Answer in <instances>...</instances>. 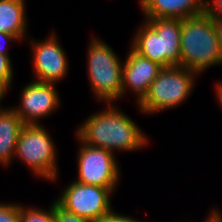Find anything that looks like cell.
Returning a JSON list of instances; mask_svg holds the SVG:
<instances>
[{
    "mask_svg": "<svg viewBox=\"0 0 222 222\" xmlns=\"http://www.w3.org/2000/svg\"><path fill=\"white\" fill-rule=\"evenodd\" d=\"M106 104L107 107L91 113L79 124L75 130L76 137L86 145L103 148L113 154L115 151L135 152L147 147L150 139L143 129L116 104Z\"/></svg>",
    "mask_w": 222,
    "mask_h": 222,
    "instance_id": "1",
    "label": "cell"
},
{
    "mask_svg": "<svg viewBox=\"0 0 222 222\" xmlns=\"http://www.w3.org/2000/svg\"><path fill=\"white\" fill-rule=\"evenodd\" d=\"M222 66L219 39L214 18L203 13L182 20L180 66L199 75L210 67Z\"/></svg>",
    "mask_w": 222,
    "mask_h": 222,
    "instance_id": "2",
    "label": "cell"
},
{
    "mask_svg": "<svg viewBox=\"0 0 222 222\" xmlns=\"http://www.w3.org/2000/svg\"><path fill=\"white\" fill-rule=\"evenodd\" d=\"M87 45L88 82L95 99L114 103L122 99L124 61L105 41L92 36Z\"/></svg>",
    "mask_w": 222,
    "mask_h": 222,
    "instance_id": "3",
    "label": "cell"
},
{
    "mask_svg": "<svg viewBox=\"0 0 222 222\" xmlns=\"http://www.w3.org/2000/svg\"><path fill=\"white\" fill-rule=\"evenodd\" d=\"M198 76L185 67H163L137 104L139 112L152 115L181 106L193 93Z\"/></svg>",
    "mask_w": 222,
    "mask_h": 222,
    "instance_id": "4",
    "label": "cell"
},
{
    "mask_svg": "<svg viewBox=\"0 0 222 222\" xmlns=\"http://www.w3.org/2000/svg\"><path fill=\"white\" fill-rule=\"evenodd\" d=\"M55 142L42 124H24L16 144L14 159L20 160L33 176L55 182L58 180V154Z\"/></svg>",
    "mask_w": 222,
    "mask_h": 222,
    "instance_id": "5",
    "label": "cell"
},
{
    "mask_svg": "<svg viewBox=\"0 0 222 222\" xmlns=\"http://www.w3.org/2000/svg\"><path fill=\"white\" fill-rule=\"evenodd\" d=\"M116 189L86 185L73 180L55 200L67 211L91 222H99L114 211L110 199Z\"/></svg>",
    "mask_w": 222,
    "mask_h": 222,
    "instance_id": "6",
    "label": "cell"
},
{
    "mask_svg": "<svg viewBox=\"0 0 222 222\" xmlns=\"http://www.w3.org/2000/svg\"><path fill=\"white\" fill-rule=\"evenodd\" d=\"M77 179L75 181L103 188H117L120 182L118 158L111 151L84 144L78 137Z\"/></svg>",
    "mask_w": 222,
    "mask_h": 222,
    "instance_id": "7",
    "label": "cell"
},
{
    "mask_svg": "<svg viewBox=\"0 0 222 222\" xmlns=\"http://www.w3.org/2000/svg\"><path fill=\"white\" fill-rule=\"evenodd\" d=\"M57 35L51 31L42 40L29 38L35 81L57 84L68 74V58Z\"/></svg>",
    "mask_w": 222,
    "mask_h": 222,
    "instance_id": "8",
    "label": "cell"
},
{
    "mask_svg": "<svg viewBox=\"0 0 222 222\" xmlns=\"http://www.w3.org/2000/svg\"><path fill=\"white\" fill-rule=\"evenodd\" d=\"M19 105L11 108L24 124H41L40 121L57 111L62 102L56 84L32 80L21 89Z\"/></svg>",
    "mask_w": 222,
    "mask_h": 222,
    "instance_id": "9",
    "label": "cell"
},
{
    "mask_svg": "<svg viewBox=\"0 0 222 222\" xmlns=\"http://www.w3.org/2000/svg\"><path fill=\"white\" fill-rule=\"evenodd\" d=\"M122 73V98L129 90L134 93L138 104L146 95L152 81L163 68L158 62L138 54L132 47L124 58Z\"/></svg>",
    "mask_w": 222,
    "mask_h": 222,
    "instance_id": "10",
    "label": "cell"
},
{
    "mask_svg": "<svg viewBox=\"0 0 222 222\" xmlns=\"http://www.w3.org/2000/svg\"><path fill=\"white\" fill-rule=\"evenodd\" d=\"M144 19H186L206 13V0H139Z\"/></svg>",
    "mask_w": 222,
    "mask_h": 222,
    "instance_id": "11",
    "label": "cell"
},
{
    "mask_svg": "<svg viewBox=\"0 0 222 222\" xmlns=\"http://www.w3.org/2000/svg\"><path fill=\"white\" fill-rule=\"evenodd\" d=\"M155 32H161L165 67L180 66L181 19H143Z\"/></svg>",
    "mask_w": 222,
    "mask_h": 222,
    "instance_id": "12",
    "label": "cell"
},
{
    "mask_svg": "<svg viewBox=\"0 0 222 222\" xmlns=\"http://www.w3.org/2000/svg\"><path fill=\"white\" fill-rule=\"evenodd\" d=\"M24 126L20 116L11 107L0 108V166L13 163L17 139Z\"/></svg>",
    "mask_w": 222,
    "mask_h": 222,
    "instance_id": "13",
    "label": "cell"
},
{
    "mask_svg": "<svg viewBox=\"0 0 222 222\" xmlns=\"http://www.w3.org/2000/svg\"><path fill=\"white\" fill-rule=\"evenodd\" d=\"M26 0H0V32L27 38Z\"/></svg>",
    "mask_w": 222,
    "mask_h": 222,
    "instance_id": "14",
    "label": "cell"
},
{
    "mask_svg": "<svg viewBox=\"0 0 222 222\" xmlns=\"http://www.w3.org/2000/svg\"><path fill=\"white\" fill-rule=\"evenodd\" d=\"M131 39L130 47L138 54L165 67V54H162L161 32H155L144 20Z\"/></svg>",
    "mask_w": 222,
    "mask_h": 222,
    "instance_id": "15",
    "label": "cell"
},
{
    "mask_svg": "<svg viewBox=\"0 0 222 222\" xmlns=\"http://www.w3.org/2000/svg\"><path fill=\"white\" fill-rule=\"evenodd\" d=\"M19 222H55V199L50 204L48 210L21 204Z\"/></svg>",
    "mask_w": 222,
    "mask_h": 222,
    "instance_id": "16",
    "label": "cell"
},
{
    "mask_svg": "<svg viewBox=\"0 0 222 222\" xmlns=\"http://www.w3.org/2000/svg\"><path fill=\"white\" fill-rule=\"evenodd\" d=\"M12 60L5 54H0V82L9 90L13 89L14 69ZM13 85V86H12Z\"/></svg>",
    "mask_w": 222,
    "mask_h": 222,
    "instance_id": "17",
    "label": "cell"
},
{
    "mask_svg": "<svg viewBox=\"0 0 222 222\" xmlns=\"http://www.w3.org/2000/svg\"><path fill=\"white\" fill-rule=\"evenodd\" d=\"M21 203L0 202V222H19Z\"/></svg>",
    "mask_w": 222,
    "mask_h": 222,
    "instance_id": "18",
    "label": "cell"
},
{
    "mask_svg": "<svg viewBox=\"0 0 222 222\" xmlns=\"http://www.w3.org/2000/svg\"><path fill=\"white\" fill-rule=\"evenodd\" d=\"M55 222H91V221L79 217L72 212L67 211L55 200Z\"/></svg>",
    "mask_w": 222,
    "mask_h": 222,
    "instance_id": "19",
    "label": "cell"
},
{
    "mask_svg": "<svg viewBox=\"0 0 222 222\" xmlns=\"http://www.w3.org/2000/svg\"><path fill=\"white\" fill-rule=\"evenodd\" d=\"M99 222H143L139 221L137 218H133V216L124 215L118 212H115V210L107 215L104 216Z\"/></svg>",
    "mask_w": 222,
    "mask_h": 222,
    "instance_id": "20",
    "label": "cell"
},
{
    "mask_svg": "<svg viewBox=\"0 0 222 222\" xmlns=\"http://www.w3.org/2000/svg\"><path fill=\"white\" fill-rule=\"evenodd\" d=\"M206 12L213 18H222V0H206Z\"/></svg>",
    "mask_w": 222,
    "mask_h": 222,
    "instance_id": "21",
    "label": "cell"
},
{
    "mask_svg": "<svg viewBox=\"0 0 222 222\" xmlns=\"http://www.w3.org/2000/svg\"><path fill=\"white\" fill-rule=\"evenodd\" d=\"M21 42L15 35L2 33L0 32V54H5L10 57L8 47L4 45H8L9 43Z\"/></svg>",
    "mask_w": 222,
    "mask_h": 222,
    "instance_id": "22",
    "label": "cell"
},
{
    "mask_svg": "<svg viewBox=\"0 0 222 222\" xmlns=\"http://www.w3.org/2000/svg\"><path fill=\"white\" fill-rule=\"evenodd\" d=\"M214 26L217 32V36L219 39V46L222 55V18H214Z\"/></svg>",
    "mask_w": 222,
    "mask_h": 222,
    "instance_id": "23",
    "label": "cell"
},
{
    "mask_svg": "<svg viewBox=\"0 0 222 222\" xmlns=\"http://www.w3.org/2000/svg\"><path fill=\"white\" fill-rule=\"evenodd\" d=\"M215 98L216 101L219 103L220 108L222 109V81L215 82Z\"/></svg>",
    "mask_w": 222,
    "mask_h": 222,
    "instance_id": "24",
    "label": "cell"
},
{
    "mask_svg": "<svg viewBox=\"0 0 222 222\" xmlns=\"http://www.w3.org/2000/svg\"><path fill=\"white\" fill-rule=\"evenodd\" d=\"M219 210L220 209L216 207L211 208L209 212L218 222H222V212H220Z\"/></svg>",
    "mask_w": 222,
    "mask_h": 222,
    "instance_id": "25",
    "label": "cell"
},
{
    "mask_svg": "<svg viewBox=\"0 0 222 222\" xmlns=\"http://www.w3.org/2000/svg\"><path fill=\"white\" fill-rule=\"evenodd\" d=\"M10 90H8L1 82H0V108L3 107V105H1L2 101L4 99V97L6 96L7 92H9Z\"/></svg>",
    "mask_w": 222,
    "mask_h": 222,
    "instance_id": "26",
    "label": "cell"
},
{
    "mask_svg": "<svg viewBox=\"0 0 222 222\" xmlns=\"http://www.w3.org/2000/svg\"><path fill=\"white\" fill-rule=\"evenodd\" d=\"M202 222H218V221L209 213L207 218H205L204 221Z\"/></svg>",
    "mask_w": 222,
    "mask_h": 222,
    "instance_id": "27",
    "label": "cell"
}]
</instances>
